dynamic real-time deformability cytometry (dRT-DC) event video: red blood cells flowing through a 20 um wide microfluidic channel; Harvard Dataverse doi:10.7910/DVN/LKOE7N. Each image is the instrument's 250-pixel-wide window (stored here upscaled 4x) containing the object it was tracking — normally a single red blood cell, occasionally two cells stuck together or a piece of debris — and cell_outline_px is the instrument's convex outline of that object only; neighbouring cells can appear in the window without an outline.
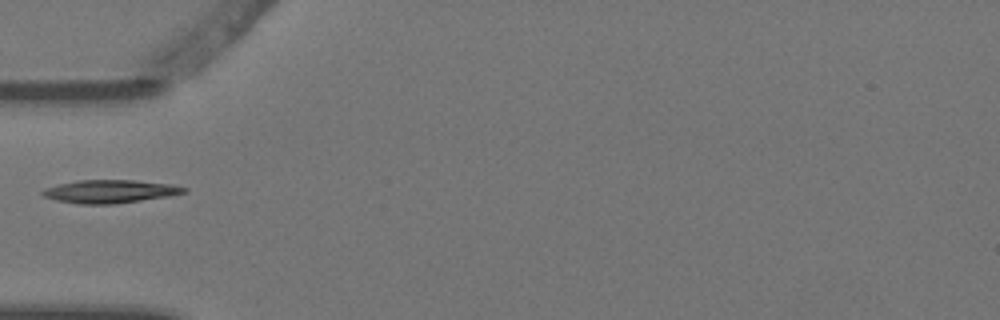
{"species": "Egyptian fruit bat (a non-hibernating species)", "species_latin": "Rousettus aegyptiacus", "temperature_condition": "warm", "stored_images_in_passage": 1, "camera_frame_rate_fps": 3000, "um_per_image_px": 0.085, "animal": {"sex": "female"}, "frame": {"image": 1, "passage_image": 1, "time_ms": 0.0, "image_size_px": [1000, 320], "cell_outline_px": [[188, 192], [168, 196], [116, 204], [80, 204], [56, 200], [44, 196], [40, 192], [44, 188], [60, 184], [80, 180], [132, 180], [172, 184], [188, 188]], "centroid_in_image_um": [9.37, 16.27], "position_along_channel_um": 75.6, "area_um2": 19.02}}